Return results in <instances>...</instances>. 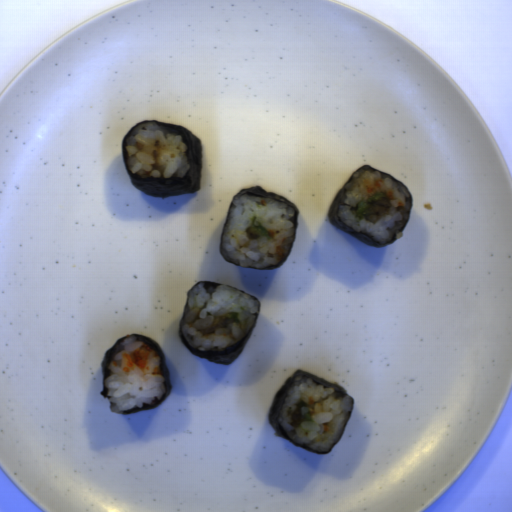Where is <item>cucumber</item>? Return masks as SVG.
<instances>
[{
    "mask_svg": "<svg viewBox=\"0 0 512 512\" xmlns=\"http://www.w3.org/2000/svg\"><path fill=\"white\" fill-rule=\"evenodd\" d=\"M228 318L233 323H240L239 312L237 311H230L228 313Z\"/></svg>",
    "mask_w": 512,
    "mask_h": 512,
    "instance_id": "obj_3",
    "label": "cucumber"
},
{
    "mask_svg": "<svg viewBox=\"0 0 512 512\" xmlns=\"http://www.w3.org/2000/svg\"><path fill=\"white\" fill-rule=\"evenodd\" d=\"M387 197V193L385 192H375L373 193L366 202H358L357 207L355 209V214L358 218L367 217L368 209L376 202H378L381 198Z\"/></svg>",
    "mask_w": 512,
    "mask_h": 512,
    "instance_id": "obj_2",
    "label": "cucumber"
},
{
    "mask_svg": "<svg viewBox=\"0 0 512 512\" xmlns=\"http://www.w3.org/2000/svg\"><path fill=\"white\" fill-rule=\"evenodd\" d=\"M302 419H303V421H304L305 423H311V424H312V423L314 422V421H313L312 414H311V412H310V411H309V412H305V413H304V415H303V417H302Z\"/></svg>",
    "mask_w": 512,
    "mask_h": 512,
    "instance_id": "obj_4",
    "label": "cucumber"
},
{
    "mask_svg": "<svg viewBox=\"0 0 512 512\" xmlns=\"http://www.w3.org/2000/svg\"><path fill=\"white\" fill-rule=\"evenodd\" d=\"M246 231L247 237L251 241L261 237H266L268 241L271 240L272 233L257 220V216L252 217L251 224L246 227Z\"/></svg>",
    "mask_w": 512,
    "mask_h": 512,
    "instance_id": "obj_1",
    "label": "cucumber"
}]
</instances>
